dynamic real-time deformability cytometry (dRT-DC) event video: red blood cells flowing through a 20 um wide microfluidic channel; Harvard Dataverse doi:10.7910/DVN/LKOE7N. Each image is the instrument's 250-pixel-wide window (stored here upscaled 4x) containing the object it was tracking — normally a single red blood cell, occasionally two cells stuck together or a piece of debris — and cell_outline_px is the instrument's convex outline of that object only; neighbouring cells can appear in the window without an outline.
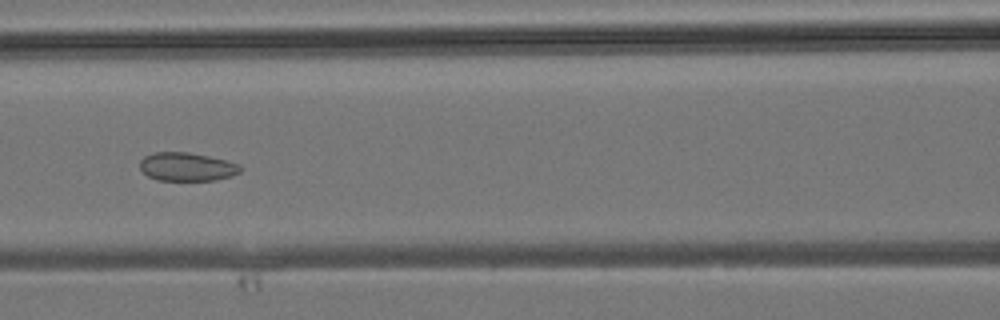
{"species": "common noctule bat (a hibernating species)", "species_latin": "Nyctalus noctula", "temperature_condition": "room temperature", "stored_images_in_passage": 36, "camera_frame_rate_fps": 3000, "um_per_image_px": 0.085, "animal": {"sex": "male", "body_mass_g": 19.2, "forearm_length_mm": 51.8}, "frame": {"image": 1, "passage_image": 13, "time_ms": 4.0, "image_size_px": [1000, 320], "cell_outline_px": [[244, 168], [240, 172], [232, 176], [216, 180], [156, 180], [148, 176], [140, 168], [140, 160], [144, 156], [156, 152], [188, 152], [208, 156], [240, 164]], "centroid_in_image_um": [15.91, 14.18], "position_along_channel_um": 150.7, "area_um2": 16.7}}
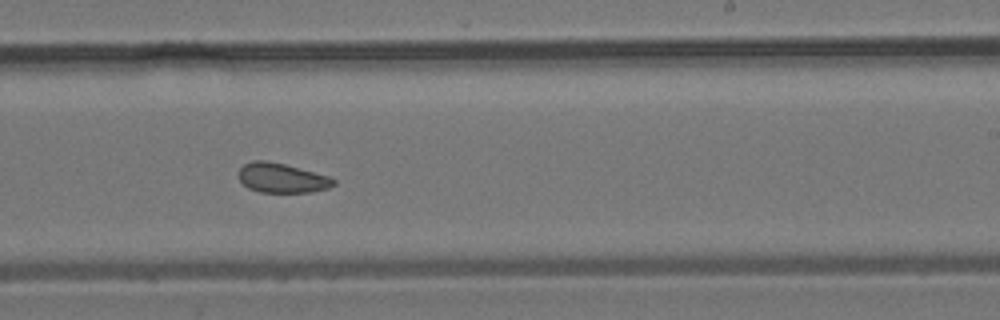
{"frame": {"image": 2, "passage_image": 20, "time_ms": 6.333, "image_size_px": [1000, 320], "cell_outline_px": [[336, 184], [328, 188], [312, 192], [260, 192], [248, 188], [240, 180], [236, 172], [244, 164], [252, 160], [264, 160], [284, 164], [328, 176], [336, 180]], "centroid_in_image_um": [23.93, 15.13], "position_along_channel_um": 265.1, "area_um2": 16.36}}
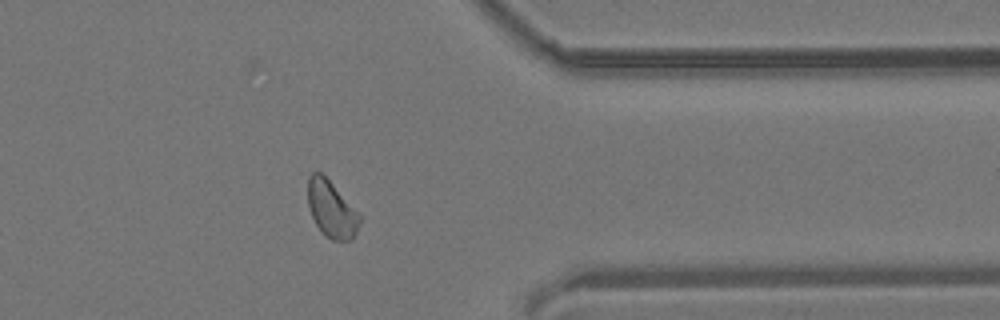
{"frame": {"image": 3, "passage_image": 28, "time_ms": 9.0, "image_size_px": [1000, 320], "cell_outline_px": [[360, 224], [352, 240], [332, 240], [316, 224], [312, 216], [308, 204], [308, 176], [312, 172], [320, 172], [332, 184], [360, 216]], "centroid_in_image_um": [28.16, 17.78], "position_along_channel_um": 383.2, "area_um2": 16.47}}